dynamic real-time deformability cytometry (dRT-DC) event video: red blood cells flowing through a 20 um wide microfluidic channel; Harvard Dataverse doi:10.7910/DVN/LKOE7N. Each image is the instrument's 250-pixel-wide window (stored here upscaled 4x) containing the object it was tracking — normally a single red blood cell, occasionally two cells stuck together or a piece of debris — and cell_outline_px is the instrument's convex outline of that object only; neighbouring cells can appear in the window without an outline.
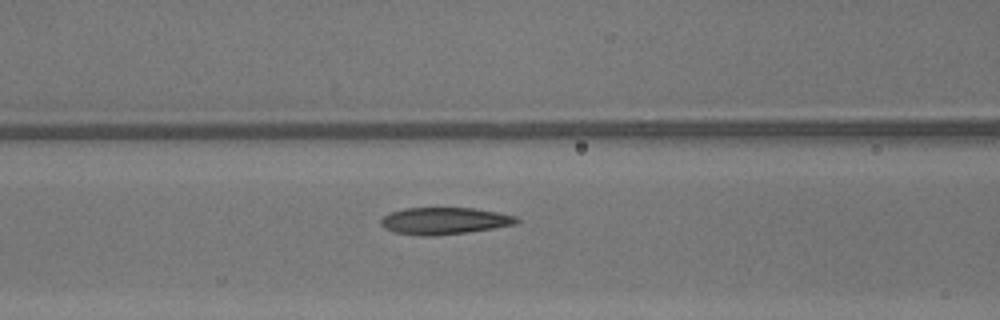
{"species": "common noctule bat (a hibernating species)", "species_latin": "Nyctalus noctula", "temperature_condition": "warm", "stored_images_in_passage": 25, "camera_frame_rate_fps": 3000, "um_per_image_px": 0.085, "animal": {"sex": "male", "body_mass_g": 13.3}, "frame": {"image": 1, "passage_image": 21, "time_ms": 6.667, "image_size_px": [1000, 320], "cell_outline_px": [[520, 220], [516, 224], [468, 232], [436, 236], [424, 236], [392, 232], [384, 228], [380, 224], [380, 220], [384, 216], [392, 212], [404, 208], [472, 208], [496, 212], [516, 216]], "centroid_in_image_um": [37.74, 18.78], "position_along_channel_um": 128.9, "area_um2": 21.27}}
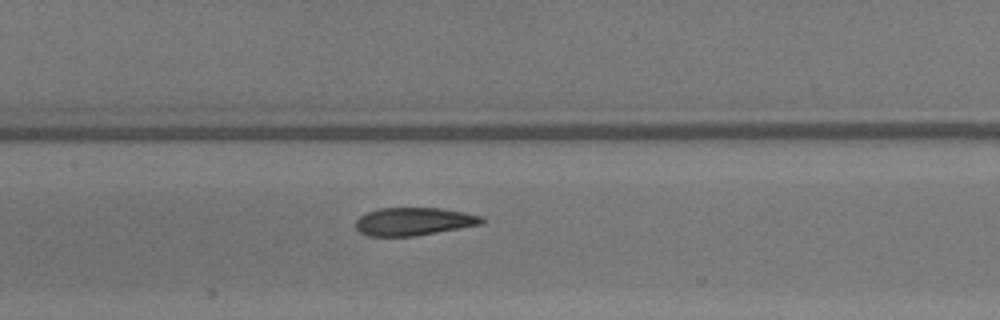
{"frame": {"image": 2, "passage_image": 24, "time_ms": 7.667, "image_size_px": [1000, 320], "cell_outline_px": [[484, 224], [416, 236], [368, 236], [360, 232], [356, 228], [356, 220], [360, 216], [368, 212], [380, 208], [440, 208], [464, 212], [480, 216], [484, 220]], "centroid_in_image_um": [35.18, 18.83], "position_along_channel_um": 172.2, "area_um2": 20.52}}